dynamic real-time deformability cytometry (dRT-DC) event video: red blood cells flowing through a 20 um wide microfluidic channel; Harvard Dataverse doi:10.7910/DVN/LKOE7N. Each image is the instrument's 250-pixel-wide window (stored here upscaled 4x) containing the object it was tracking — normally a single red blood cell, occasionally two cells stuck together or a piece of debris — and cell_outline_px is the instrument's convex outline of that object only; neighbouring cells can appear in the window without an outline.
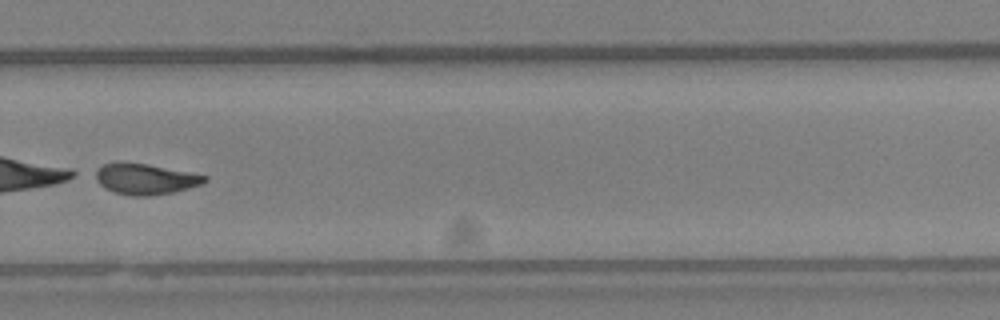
{"species": "Egyptian fruit bat (a non-hibernating species)", "species_latin": "Rousettus aegyptiacus", "temperature_condition": "warm", "stored_images_in_passage": 41, "camera_frame_rate_fps": 3000, "um_per_image_px": 0.085, "animal": {"sex": "female"}, "frame": {"image": 1, "passage_image": 29, "time_ms": 9.333, "image_size_px": [1000, 320], "cell_outline_px": [[208, 180], [200, 184], [188, 188], [172, 192], [148, 196], [128, 196], [112, 192], [104, 188], [88, 172], [104, 164], [116, 160], [120, 160], [148, 164], [192, 172], [208, 176]], "centroid_in_image_um": [12.23, 15.18], "position_along_channel_um": 317.6, "area_um2": 20.4}}